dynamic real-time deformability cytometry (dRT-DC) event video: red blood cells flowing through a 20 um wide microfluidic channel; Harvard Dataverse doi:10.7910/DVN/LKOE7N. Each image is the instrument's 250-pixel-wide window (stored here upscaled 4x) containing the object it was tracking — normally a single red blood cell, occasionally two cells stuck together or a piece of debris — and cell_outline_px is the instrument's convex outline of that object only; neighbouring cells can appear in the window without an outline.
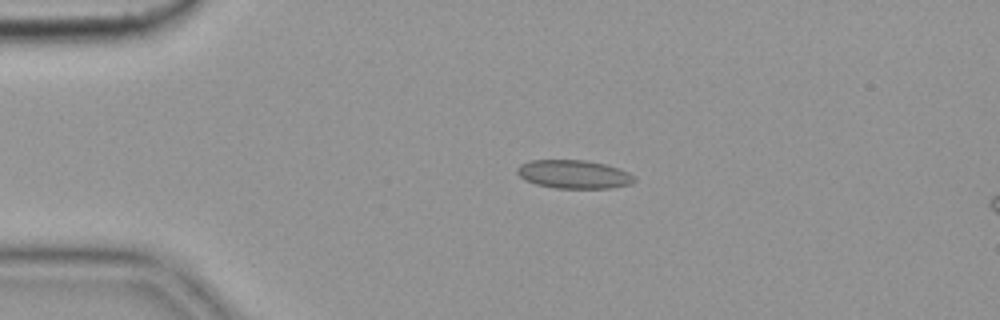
{"species": "common noctule bat (a hibernating species)", "species_latin": "Nyctalus noctula", "temperature_condition": "cold", "stored_images_in_passage": 3, "camera_frame_rate_fps": 3000, "um_per_image_px": 0.085, "animal": {"sex": "female", "body_mass_g": 19.9}, "frame": {"image": 1, "passage_image": 2, "time_ms": 0.333, "image_size_px": [1000, 320], "cell_outline_px": [[636, 180], [632, 184], [612, 188], [556, 188], [536, 184], [524, 180], [516, 172], [516, 168], [520, 164], [528, 160], [588, 160], [620, 168], [628, 172]], "centroid_in_image_um": [48.76, 14.81], "position_along_channel_um": 36.2, "area_um2": 19.59}}